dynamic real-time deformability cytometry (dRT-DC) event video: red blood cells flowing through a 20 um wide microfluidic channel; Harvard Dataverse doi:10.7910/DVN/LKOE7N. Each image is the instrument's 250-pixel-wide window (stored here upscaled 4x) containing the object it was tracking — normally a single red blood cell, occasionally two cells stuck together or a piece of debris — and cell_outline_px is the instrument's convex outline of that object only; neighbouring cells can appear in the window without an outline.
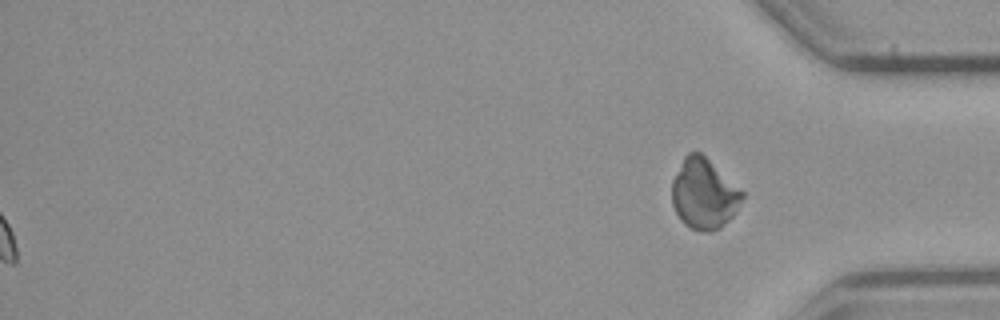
{"species": "common noctule bat (a hibernating species)", "species_latin": "Nyctalus noctula", "temperature_condition": "cold", "stored_images_in_passage": 40, "segment_of_instrument_passage": [2, 2], "camera_frame_rate_fps": 3000, "um_per_image_px": 0.085, "animal": {"sex": "male", "body_mass_g": 23.1, "forearm_length_mm": 52.7}, "frame": {"image": 1, "passage_image": 40, "time_ms": 13.0, "image_size_px": [1000, 320], "cell_outline_px": [[744, 196], [736, 212], [720, 228], [708, 232], [700, 232], [684, 224], [680, 220], [672, 204], [672, 180], [684, 156], [688, 152], [700, 152], [744, 192]], "centroid_in_image_um": [59.82, 16.49], "position_along_channel_um": 375.4, "area_um2": 28.73}}